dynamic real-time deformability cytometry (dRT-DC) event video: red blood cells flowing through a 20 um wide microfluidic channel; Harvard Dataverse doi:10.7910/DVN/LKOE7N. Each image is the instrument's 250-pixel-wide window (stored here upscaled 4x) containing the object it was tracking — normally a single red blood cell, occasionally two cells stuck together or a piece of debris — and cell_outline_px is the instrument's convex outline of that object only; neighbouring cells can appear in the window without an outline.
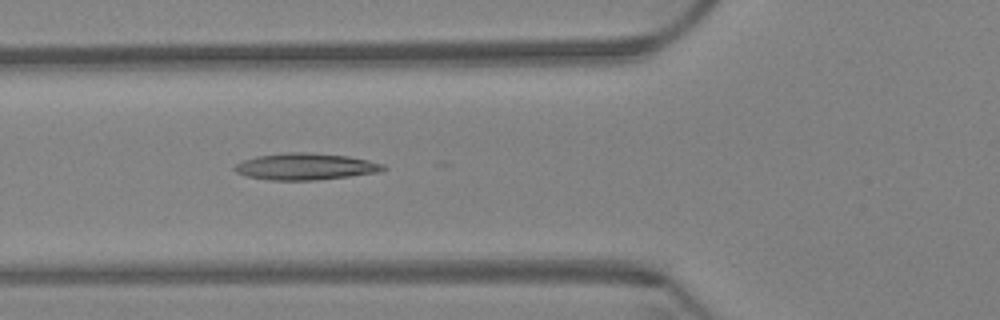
{"species": "Egyptian fruit bat (a non-hibernating species)", "species_latin": "Rousettus aegyptiacus", "temperature_condition": "warm", "stored_images_in_passage": 28, "camera_frame_rate_fps": 3000, "um_per_image_px": 0.085, "animal": {"sex": "female"}, "frame": {"image": 1, "passage_image": 23, "time_ms": 7.333, "image_size_px": [1000, 320], "cell_outline_px": [[388, 168], [380, 172], [348, 176], [312, 180], [272, 180], [248, 176], [236, 172], [232, 168], [236, 164], [244, 160], [256, 156], [284, 152], [304, 152], [348, 156], [368, 160], [384, 164]], "centroid_in_image_um": [25.97, 14.15], "position_along_channel_um": 99.8, "area_um2": 22.95}}
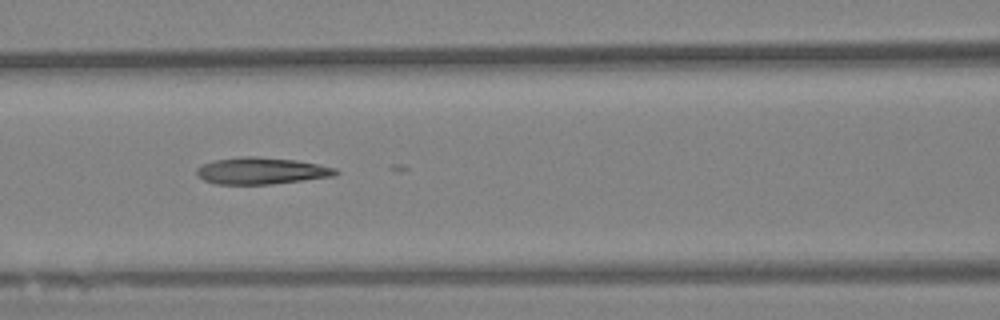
{"frame": {"image": 2, "passage_image": 27, "time_ms": 8.667, "image_size_px": [1000, 320], "cell_outline_px": [[340, 172], [336, 176], [272, 184], [216, 184], [204, 180], [196, 172], [196, 168], [204, 164], [216, 160], [240, 156], [256, 156], [296, 160], [336, 168]], "centroid_in_image_um": [22.25, 14.52], "position_along_channel_um": 144.3, "area_um2": 21.62}}